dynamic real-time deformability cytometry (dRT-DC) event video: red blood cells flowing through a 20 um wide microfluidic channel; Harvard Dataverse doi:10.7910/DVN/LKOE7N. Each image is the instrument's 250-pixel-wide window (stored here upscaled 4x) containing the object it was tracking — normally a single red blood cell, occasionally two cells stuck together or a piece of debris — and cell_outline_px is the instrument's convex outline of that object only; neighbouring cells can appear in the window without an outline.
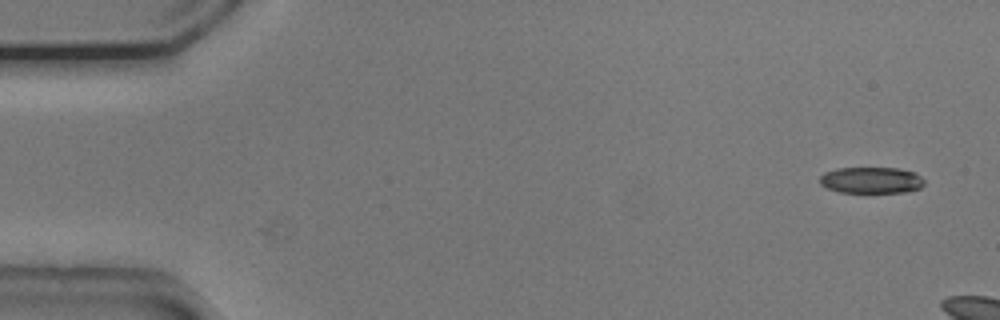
{"species": "common noctule bat (a hibernating species)", "species_latin": "Nyctalus noctula", "temperature_condition": "cold", "stored_images_in_passage": 7, "camera_frame_rate_fps": 3000, "um_per_image_px": 0.085, "animal": {"sex": "male", "body_mass_g": 20.5, "forearm_length_mm": 52.5}, "frame": {"image": 1, "passage_image": 1, "time_ms": 0.0, "image_size_px": [1000, 320], "cell_outline_px": [[924, 184], [920, 188], [904, 192], [840, 192], [828, 188], [820, 184], [820, 176], [824, 172], [836, 168], [900, 168], [916, 172], [924, 180]], "centroid_in_image_um": [74.07, 15.3], "position_along_channel_um": 10.9, "area_um2": 16.07}}